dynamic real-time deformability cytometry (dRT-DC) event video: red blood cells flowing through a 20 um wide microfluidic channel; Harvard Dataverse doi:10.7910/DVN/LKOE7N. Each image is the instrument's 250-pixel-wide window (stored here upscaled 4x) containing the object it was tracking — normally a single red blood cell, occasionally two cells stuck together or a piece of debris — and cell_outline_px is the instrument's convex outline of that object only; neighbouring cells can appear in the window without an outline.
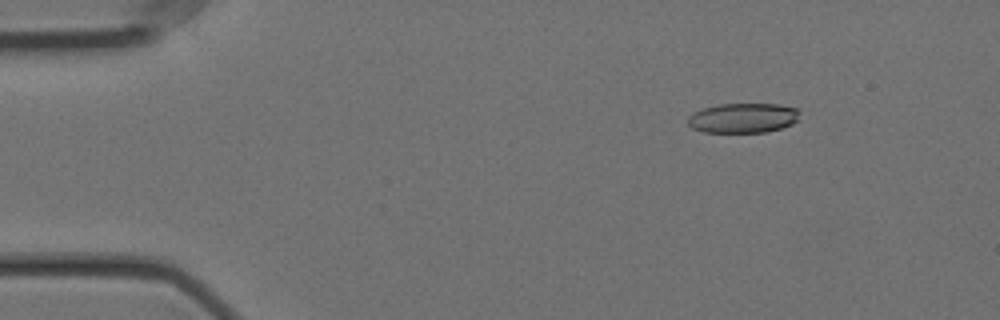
{"species": "Egyptian fruit bat (a non-hibernating species)", "species_latin": "Rousettus aegyptiacus", "temperature_condition": "cold", "stored_images_in_passage": 57, "camera_frame_rate_fps": 3000, "um_per_image_px": 0.085, "animal": {"sex": "female"}, "frame": {"image": 1, "passage_image": 8, "time_ms": 2.333, "image_size_px": [1000, 320], "cell_outline_px": [[800, 120], [792, 124], [768, 132], [704, 132], [692, 128], [688, 124], [688, 116], [692, 112], [704, 108], [720, 104], [776, 104], [796, 108], [800, 112]], "centroid_in_image_um": [63.18, 10.03], "position_along_channel_um": 21.8, "area_um2": 19.54}}
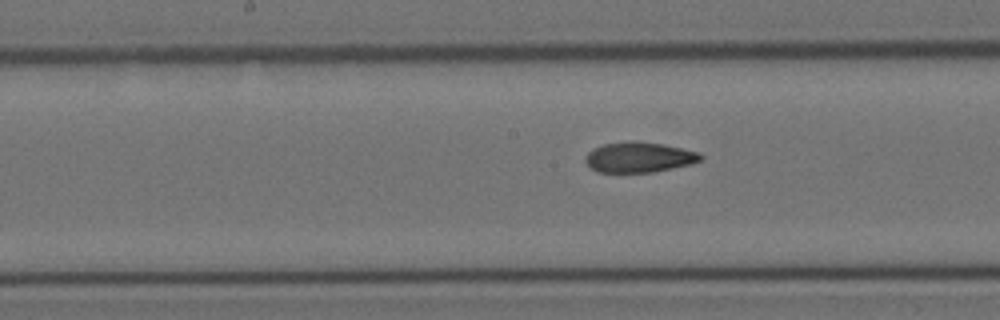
{"frame": {"image": 2, "passage_image": 29, "time_ms": 9.333, "image_size_px": [1000, 320], "cell_outline_px": [[704, 160], [692, 164], [652, 172], [596, 172], [584, 160], [584, 156], [592, 148], [604, 144], [628, 140], [632, 140], [664, 144], [700, 152], [704, 156]], "centroid_in_image_um": [54.34, 13.35], "position_along_channel_um": 193.9, "area_um2": 20.69}}
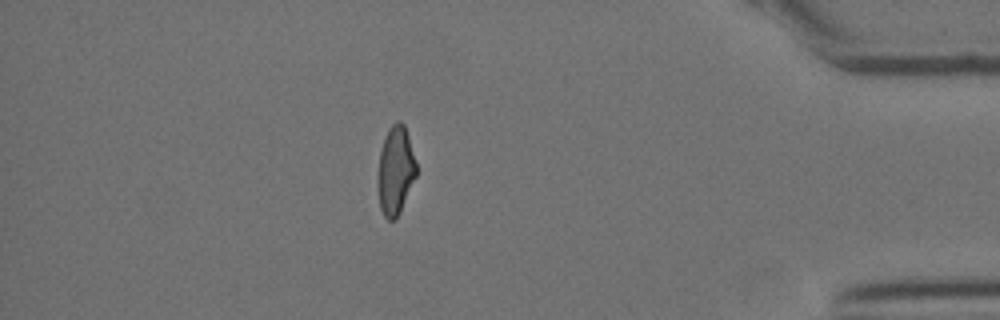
{"frame": {"image": 3, "passage_image": 50, "time_ms": 16.333, "image_size_px": [1000, 320], "cell_outline_px": [[416, 176], [400, 212], [396, 220], [388, 220], [384, 216], [380, 208], [380, 152], [388, 128], [396, 120], [400, 120], [404, 124], [408, 136], [416, 164]], "centroid_in_image_um": [33.65, 14.48], "position_along_channel_um": 401.5, "area_um2": 19.13}, "authors_computed_cell_mechanics": {"area_um2": 20.519, "velocity_mm_per_s": 3.5715, "shape_relaxation_time_tau1_ms": null, "shape_relaxation_time_tau2_ms": 3.1716, "deformation_change_tau1": null, "deformation_change_tau2": 0.097}}